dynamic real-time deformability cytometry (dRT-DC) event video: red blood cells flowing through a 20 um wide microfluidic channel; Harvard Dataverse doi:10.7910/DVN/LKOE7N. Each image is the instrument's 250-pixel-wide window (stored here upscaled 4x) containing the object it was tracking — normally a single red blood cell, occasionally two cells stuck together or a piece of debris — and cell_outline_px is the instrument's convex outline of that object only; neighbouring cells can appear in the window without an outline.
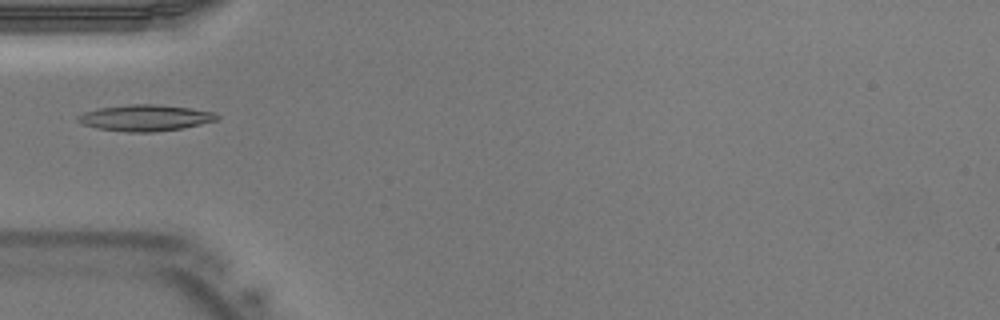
{"species": "Egyptian fruit bat (a non-hibernating species)", "species_latin": "Rousettus aegyptiacus", "temperature_condition": "warm", "stored_images_in_passage": 39, "segment_of_instrument_passage": [1, 2], "camera_frame_rate_fps": 3000, "um_per_image_px": 0.085, "animal": {"sex": "male"}, "frame": {"image": 1, "passage_image": 10, "time_ms": 3.0, "image_size_px": [1000, 320], "cell_outline_px": [[220, 116], [216, 120], [184, 128], [152, 132], [128, 132], [96, 128], [84, 124], [76, 120], [76, 116], [84, 112], [96, 108], [132, 104], [156, 104], [192, 108], [216, 112]], "centroid_in_image_um": [12.35, 10.01], "position_along_channel_um": 72.7, "area_um2": 21.39}}
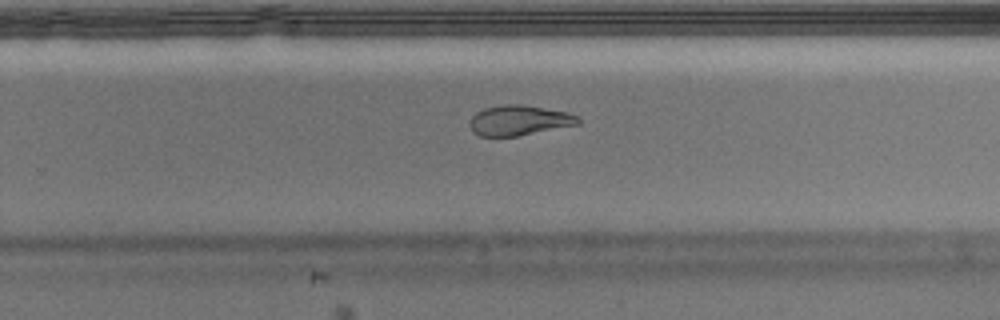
{"frame": {"image": 2, "passage_image": 23, "time_ms": 7.333, "image_size_px": [1000, 320], "cell_outline_px": [[580, 124], [516, 136], [480, 136], [472, 132], [468, 124], [468, 120], [476, 112], [484, 108], [504, 104], [520, 104], [568, 112], [576, 116], [580, 120]], "centroid_in_image_um": [44.07, 10.23], "position_along_channel_um": 285.7, "area_um2": 19.07}}
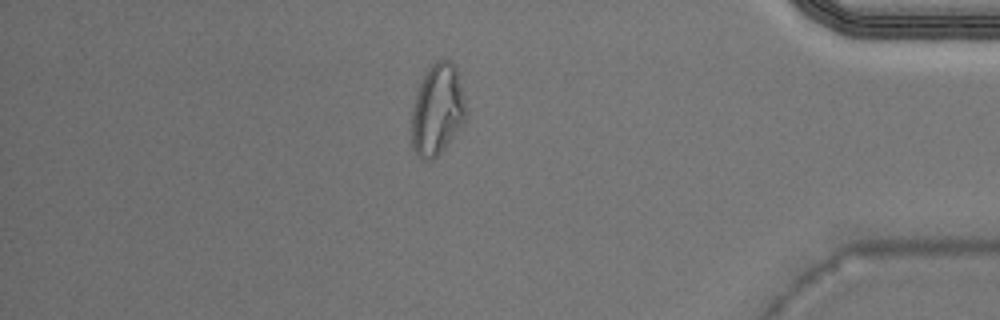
{"frame": {"image": 3, "passage_image": 32, "time_ms": 10.333, "image_size_px": [1000, 320], "cell_outline_px": [[468, 108], [464, 124], [444, 148], [432, 160], [424, 160], [416, 156], [412, 148], [412, 112], [416, 92], [424, 76], [432, 64], [436, 60], [448, 60], [456, 68]], "centroid_in_image_um": [37.19, 9.36], "position_along_channel_um": 398.0, "area_um2": 28.96}}